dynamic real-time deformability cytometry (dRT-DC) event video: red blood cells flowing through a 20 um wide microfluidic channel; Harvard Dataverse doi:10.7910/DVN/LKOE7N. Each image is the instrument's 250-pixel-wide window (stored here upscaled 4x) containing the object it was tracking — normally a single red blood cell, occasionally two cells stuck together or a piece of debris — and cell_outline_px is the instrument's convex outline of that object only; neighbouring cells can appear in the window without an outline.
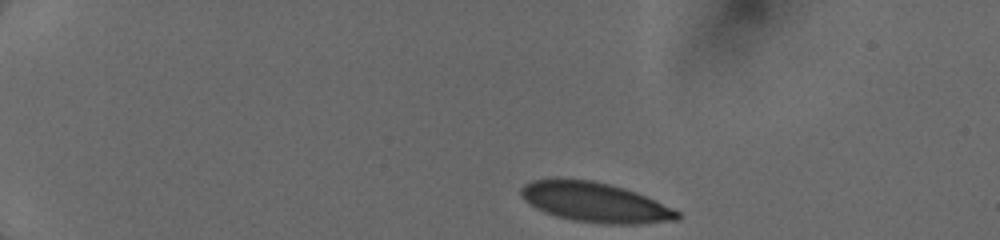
{"species": "human", "species_latin": "Homo sapiens", "temperature_condition": "cold", "stored_images_in_passage": 64, "camera_frame_rate_fps": 3000, "um_per_image_px": 0.085, "donor": {"sex": "female"}, "frame": {"image": 1, "passage_image": 1, "time_ms": 0.0, "image_size_px": [1000, 240], "cell_outline_px": [[680, 216], [676, 220], [640, 224], [608, 224], [572, 220], [556, 216], [544, 212], [536, 208], [524, 200], [520, 196], [520, 188], [524, 184], [532, 180], [592, 180], [624, 188], [636, 192], [672, 208], [680, 212]], "centroid_in_image_um": [50.57, 17.21], "position_along_channel_um": 34.4, "area_um2": 35.78}}
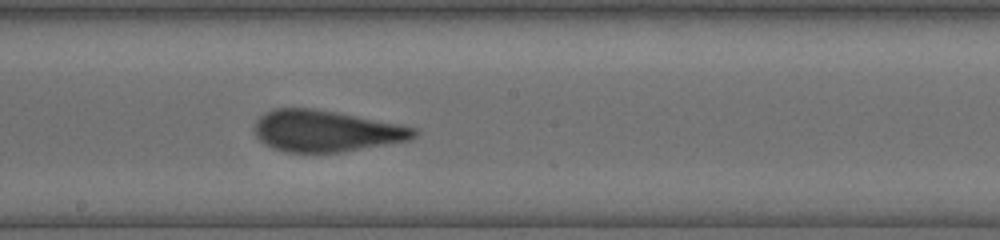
{"frame": {"image": 2, "passage_image": 26, "time_ms": 6.667, "image_size_px": [1000, 240], "cell_outline_px": [[420, 132], [412, 140], [340, 152], [284, 152], [272, 148], [264, 144], [256, 136], [256, 120], [264, 112], [276, 108], [312, 108], [336, 112], [400, 124], [420, 128]], "centroid_in_image_um": [27.76, 11.13], "position_along_channel_um": 220.4, "area_um2": 38.67}}
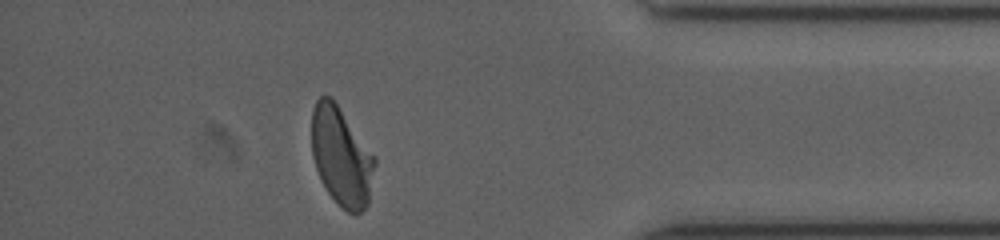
{"frame": {"image": 3, "passage_image": 52, "time_ms": 11.667, "image_size_px": [1000, 240], "cell_outline_px": [[376, 164], [368, 204], [356, 216], [348, 212], [328, 192], [316, 168], [312, 156], [312, 108], [316, 100], [320, 96], [332, 96], [376, 156]], "centroid_in_image_um": [29.04, 13.26], "position_along_channel_um": 406.2, "area_um2": 36.47}}